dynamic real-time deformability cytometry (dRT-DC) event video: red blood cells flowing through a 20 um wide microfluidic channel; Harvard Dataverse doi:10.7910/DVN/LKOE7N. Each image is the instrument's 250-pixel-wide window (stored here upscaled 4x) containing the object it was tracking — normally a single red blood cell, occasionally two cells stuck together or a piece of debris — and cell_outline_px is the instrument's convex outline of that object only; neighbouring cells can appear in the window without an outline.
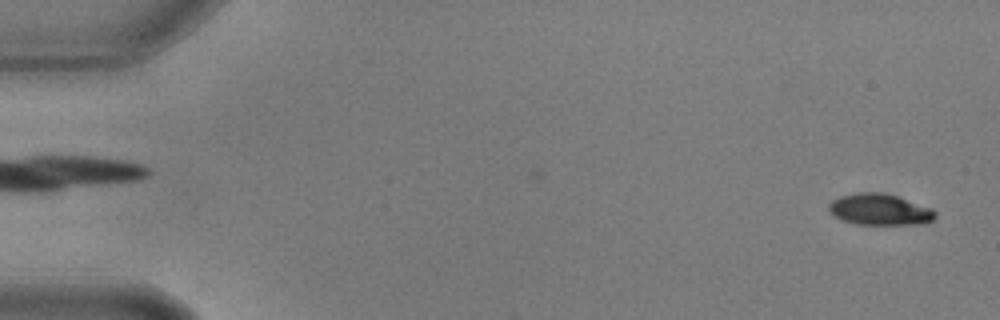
{"species": "common noctule bat (a hibernating species)", "species_latin": "Nyctalus noctula", "temperature_condition": "warm", "stored_images_in_passage": 17, "camera_frame_rate_fps": 3000, "um_per_image_px": 0.085, "animal": {"sex": "male", "body_mass_g": 17.9, "forearm_length_mm": 54.2}, "frame": {"image": 1, "passage_image": 2, "time_ms": 0.333, "image_size_px": [1000, 320], "cell_outline_px": [[936, 216], [928, 224], [856, 224], [840, 220], [828, 212], [828, 204], [832, 200], [840, 196], [856, 192], [880, 192], [896, 196], [932, 208], [936, 212]], "centroid_in_image_um": [74.75, 17.81], "position_along_channel_um": 10.3, "area_um2": 19.59}}
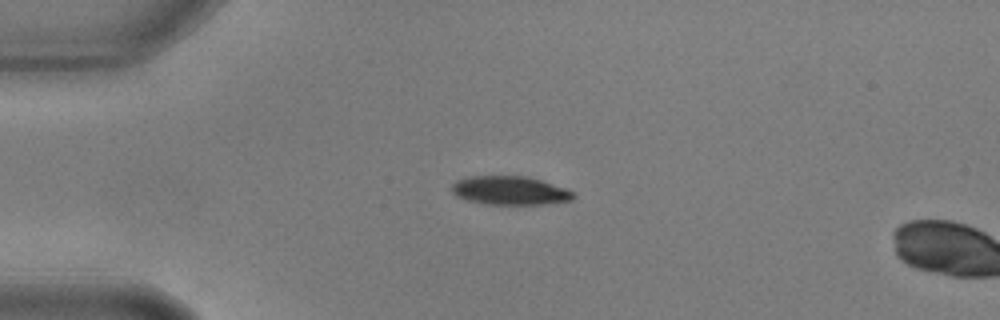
{"frame": {"image": 2, "passage_image": 14, "time_ms": 4.333, "image_size_px": [1000, 320], "cell_outline_px": [[576, 196], [572, 200], [544, 204], [488, 204], [468, 200], [456, 196], [452, 192], [452, 184], [456, 180], [468, 176], [528, 176], [568, 188]], "centroid_in_image_um": [43.36, 16.18], "position_along_channel_um": 41.6, "area_um2": 20.4}}